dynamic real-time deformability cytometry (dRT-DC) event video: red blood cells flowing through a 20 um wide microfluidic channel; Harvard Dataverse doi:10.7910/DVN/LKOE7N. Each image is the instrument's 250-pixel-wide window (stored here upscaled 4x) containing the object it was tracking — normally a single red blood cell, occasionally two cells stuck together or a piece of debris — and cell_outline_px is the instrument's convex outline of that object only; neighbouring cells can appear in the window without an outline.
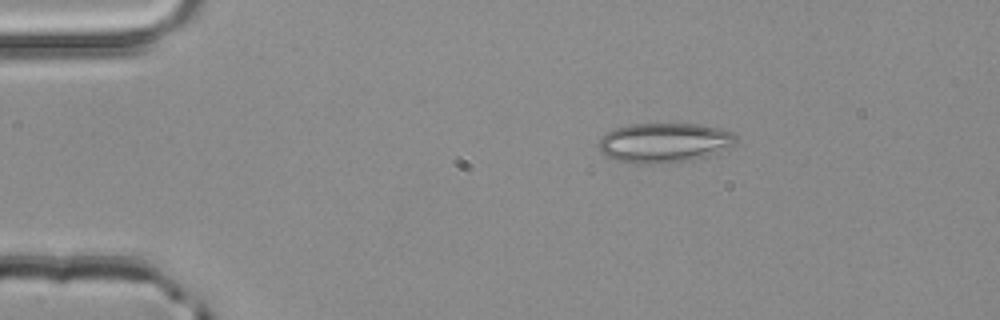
{"species": "common noctule bat (a hibernating species)", "species_latin": "Nyctalus noctula", "temperature_condition": "room temperature", "stored_images_in_passage": 43, "camera_frame_rate_fps": 3000, "um_per_image_px": 0.085, "animal": {"sex": "male", "body_mass_g": 20.4}, "frame": {"image": 1, "passage_image": 1, "time_ms": 0.0, "image_size_px": [1000, 320], "cell_outline_px": [[736, 140], [732, 144], [704, 156], [692, 160], [656, 164], [636, 164], [616, 160], [600, 152], [600, 136], [616, 128], [628, 124], [700, 124], [720, 128], [732, 132], [736, 136]], "centroid_in_image_um": [56.4, 12.12], "position_along_channel_um": 28.6, "area_um2": 31.39}}
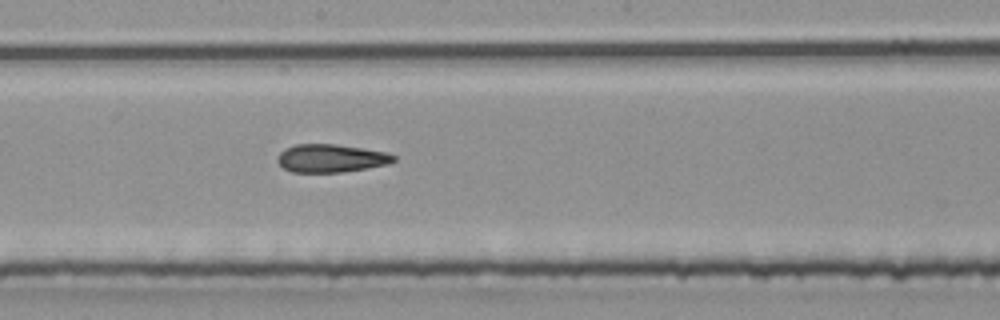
{"frame": {"image": 2, "passage_image": 20, "time_ms": 6.333, "image_size_px": [1000, 320], "cell_outline_px": [[396, 160], [388, 164], [368, 168], [340, 172], [292, 172], [284, 168], [276, 160], [276, 156], [284, 148], [296, 144], [336, 144], [384, 152], [396, 156]], "centroid_in_image_um": [28.09, 13.45], "position_along_channel_um": 220.1, "area_um2": 18.96}}
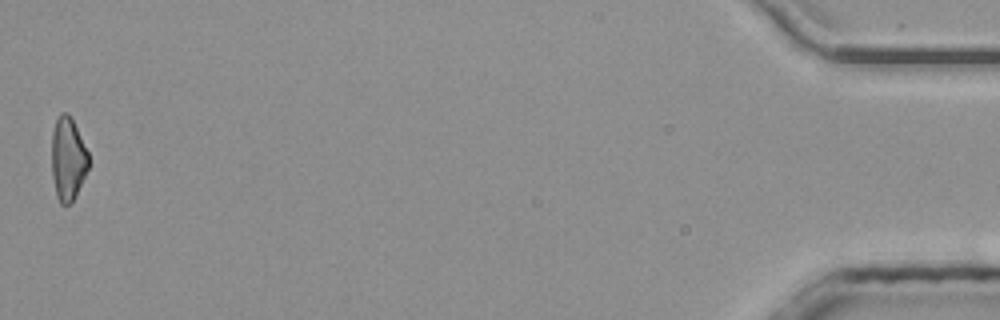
{"frame": {"image": 3, "passage_image": 43, "time_ms": 14.0, "image_size_px": [1000, 320], "cell_outline_px": [[88, 168], [76, 196], [68, 204], [60, 204], [56, 196], [52, 176], [52, 132], [56, 120], [60, 112], [68, 112], [88, 152]], "centroid_in_image_um": [5.75, 13.51], "position_along_channel_um": 429.4, "area_um2": 17.74}, "authors_computed_cell_mechanics": {"area_um2": 19.2474, "velocity_mm_per_s": 4.0488, "shape_relaxation_time_tau1_ms": null, "shape_relaxation_time_tau2_ms": 6.9168, "deformation_change_tau1": null, "deformation_change_tau2": 0.2003}}